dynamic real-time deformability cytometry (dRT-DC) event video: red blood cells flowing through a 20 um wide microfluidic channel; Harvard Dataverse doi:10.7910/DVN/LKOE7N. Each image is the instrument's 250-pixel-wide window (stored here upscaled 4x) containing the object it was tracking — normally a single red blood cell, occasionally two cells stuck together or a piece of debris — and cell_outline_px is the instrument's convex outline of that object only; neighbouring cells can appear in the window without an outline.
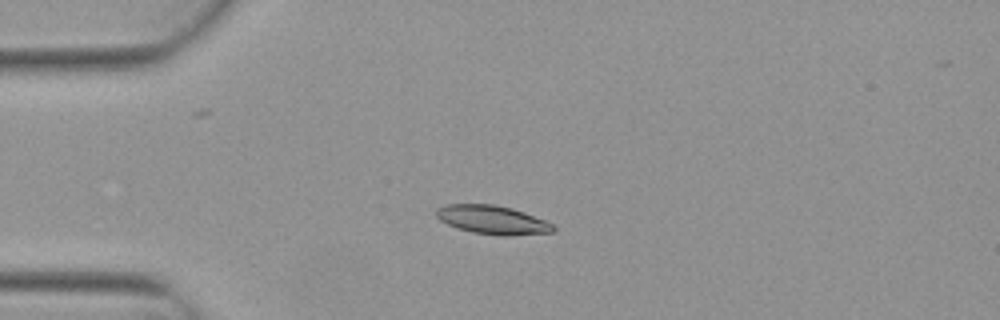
{"species": "Egyptian fruit bat (a non-hibernating species)", "species_latin": "Rousettus aegyptiacus", "temperature_condition": "warm", "stored_images_in_passage": 4, "camera_frame_rate_fps": 3000, "um_per_image_px": 0.085, "animal": {"sex": "female"}, "frame": {"image": 1, "passage_image": 4, "time_ms": 1.0, "image_size_px": [1000, 320], "cell_outline_px": [[556, 228], [552, 232], [508, 236], [500, 236], [472, 232], [456, 228], [440, 220], [436, 216], [436, 208], [444, 204], [492, 204], [512, 208], [524, 212], [544, 220], [552, 224]], "centroid_in_image_um": [41.83, 18.68], "position_along_channel_um": 43.2, "area_um2": 19.59}}